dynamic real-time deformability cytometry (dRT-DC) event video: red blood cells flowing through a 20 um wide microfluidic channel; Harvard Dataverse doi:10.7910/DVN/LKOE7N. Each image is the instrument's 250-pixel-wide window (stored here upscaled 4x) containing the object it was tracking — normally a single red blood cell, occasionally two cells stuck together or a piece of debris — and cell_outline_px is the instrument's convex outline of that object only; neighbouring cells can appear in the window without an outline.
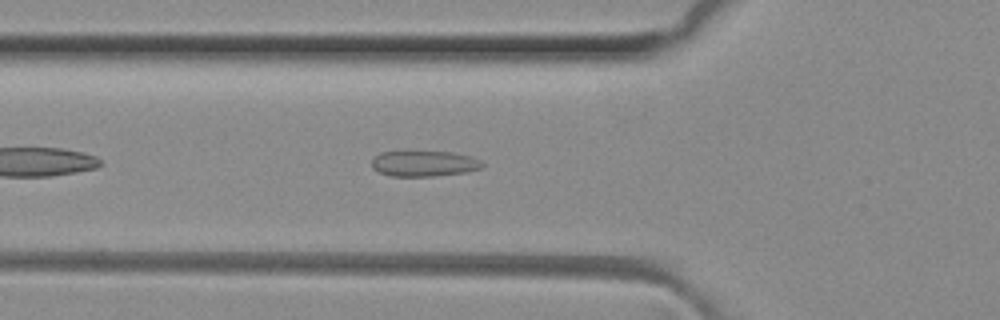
{"species": "common noctule bat (a hibernating species)", "species_latin": "Nyctalus noctula", "temperature_condition": "room temperature", "stored_images_in_passage": 35, "camera_frame_rate_fps": 3000, "um_per_image_px": 0.085, "animal": {"sex": "female", "body_mass_g": 29.2, "forearm_length_mm": 56.3}, "frame": {"image": 1, "passage_image": 6, "time_ms": 1.667, "image_size_px": [1000, 320], "cell_outline_px": [[484, 164], [480, 168], [468, 172], [432, 176], [392, 176], [380, 172], [372, 168], [372, 160], [380, 152], [452, 152], [468, 156], [480, 160]], "centroid_in_image_um": [36.04, 13.91], "position_along_channel_um": 89.8, "area_um2": 16.3}}
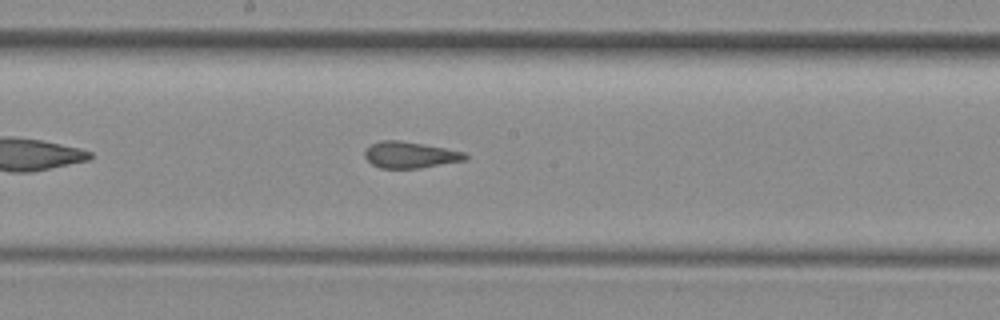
{"frame": {"image": 2, "passage_image": 15, "time_ms": 4.667, "image_size_px": [1000, 320], "cell_outline_px": [[468, 160], [420, 168], [380, 168], [372, 164], [364, 156], [364, 152], [372, 144], [380, 140], [400, 140], [424, 144], [464, 152], [468, 156]], "centroid_in_image_um": [34.87, 13.17], "position_along_channel_um": 213.3, "area_um2": 15.43}}
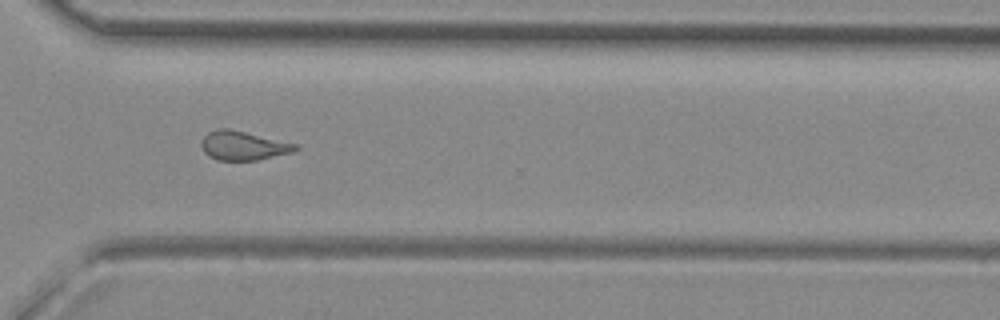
{"frame": {"image": 3, "passage_image": 25, "time_ms": 8.0, "image_size_px": [1000, 320], "cell_outline_px": [[300, 148], [292, 152], [256, 160], [216, 160], [208, 156], [204, 152], [200, 144], [200, 140], [208, 132], [220, 128], [228, 128], [300, 144]], "centroid_in_image_um": [20.67, 12.37], "position_along_channel_um": 349.9, "area_um2": 16.07}}